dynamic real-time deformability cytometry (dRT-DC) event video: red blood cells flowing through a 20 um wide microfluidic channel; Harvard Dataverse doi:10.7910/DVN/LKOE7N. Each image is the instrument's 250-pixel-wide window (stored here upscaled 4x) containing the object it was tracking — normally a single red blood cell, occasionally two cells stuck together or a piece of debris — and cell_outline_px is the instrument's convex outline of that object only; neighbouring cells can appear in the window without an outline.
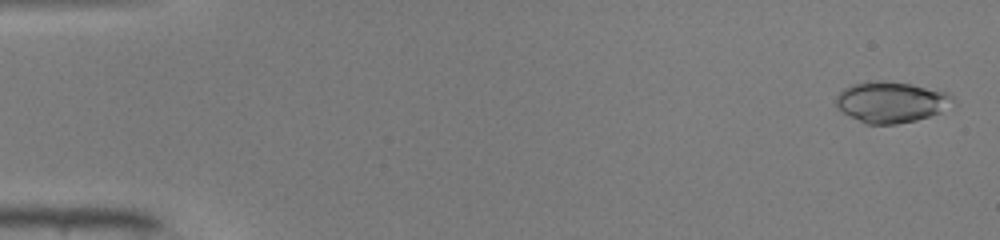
{"species": "common noctule bat (a hibernating species)", "species_latin": "Nyctalus noctula", "temperature_condition": "warm", "stored_images_in_passage": 26, "camera_frame_rate_fps": 3000, "um_per_image_px": 0.085, "animal": {"sex": "male", "body_mass_g": 19.0, "forearm_length_mm": 50.8}, "frame": {"image": 1, "passage_image": 2, "time_ms": 0.333, "image_size_px": [1000, 240], "cell_outline_px": [[956, 104], [940, 112], [916, 120], [896, 124], [864, 124], [836, 108], [836, 96], [844, 88], [852, 84], [876, 80], [884, 80], [912, 84], [948, 92], [956, 100]], "centroid_in_image_um": [75.77, 8.67], "position_along_channel_um": 9.2, "area_um2": 28.21}}
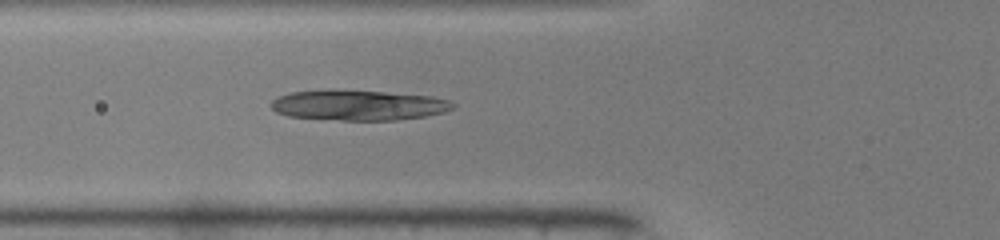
{"frame": {"image": 2, "passage_image": 19, "time_ms": 6.0, "image_size_px": [1000, 240], "cell_outline_px": [[456, 108], [444, 112], [424, 116], [396, 120], [340, 120], [288, 116], [276, 112], [272, 108], [272, 100], [280, 96], [292, 92], [328, 88], [332, 88], [384, 92], [432, 96], [448, 100], [456, 104]], "centroid_in_image_um": [30.47, 8.92], "position_along_channel_um": 95.3, "area_um2": 32.43}}
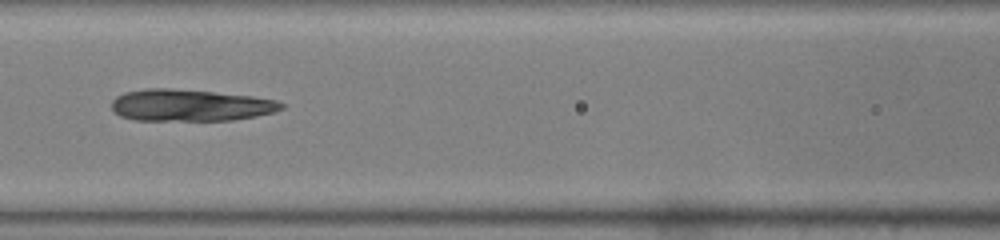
{"frame": {"image": 3, "passage_image": 23, "time_ms": 7.333, "image_size_px": [1000, 240], "cell_outline_px": [[284, 108], [272, 112], [256, 116], [232, 120], [136, 120], [120, 116], [112, 108], [112, 100], [116, 96], [124, 92], [144, 88], [168, 88], [212, 92], [252, 96], [276, 100], [284, 104]], "centroid_in_image_um": [16.15, 8.94], "position_along_channel_um": 150.5, "area_um2": 31.33}}